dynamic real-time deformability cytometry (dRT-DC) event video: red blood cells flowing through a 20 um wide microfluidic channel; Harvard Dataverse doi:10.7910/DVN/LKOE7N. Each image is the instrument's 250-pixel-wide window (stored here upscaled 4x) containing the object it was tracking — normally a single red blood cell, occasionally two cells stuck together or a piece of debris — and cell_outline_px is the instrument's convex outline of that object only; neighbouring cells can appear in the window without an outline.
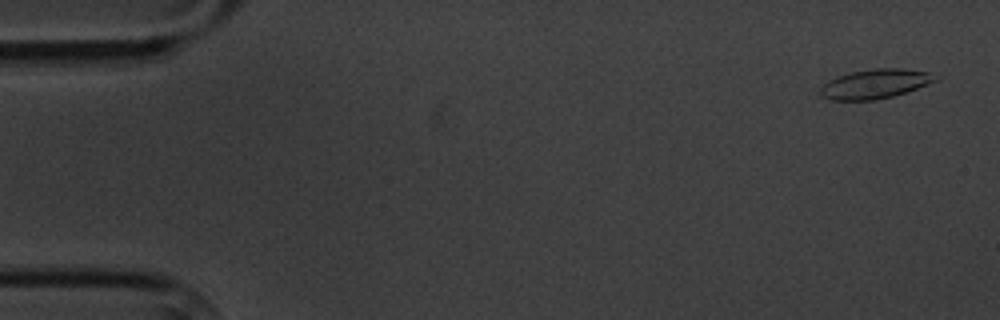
{"species": "common noctule bat (a hibernating species)", "species_latin": "Nyctalus noctula", "temperature_condition": "cold", "stored_images_in_passage": 5, "camera_frame_rate_fps": 3000, "um_per_image_px": 0.085, "animal": {"sex": "male", "body_mass_g": 20.1, "forearm_length_mm": 53.5}, "frame": {"image": 1, "passage_image": 1, "time_ms": 0.0, "image_size_px": [1000, 320], "cell_outline_px": [[940, 80], [892, 96], [876, 100], [832, 100], [820, 96], [820, 88], [828, 80], [836, 76], [852, 72], [876, 68], [904, 68], [928, 72], [940, 76]], "centroid_in_image_um": [74.4, 7.12], "position_along_channel_um": 10.6, "area_um2": 19.77}}
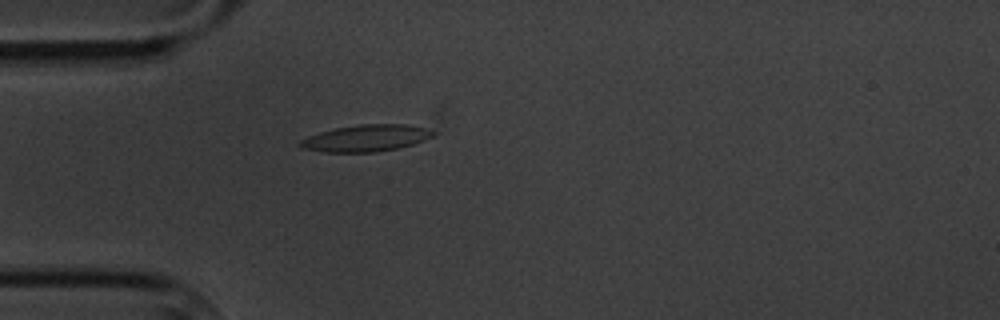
{"frame": {"image": 2, "passage_image": 5, "time_ms": 4.667, "image_size_px": [1000, 320], "cell_outline_px": [[436, 132], [432, 136], [424, 140], [412, 144], [396, 148], [376, 152], [324, 152], [300, 148], [296, 144], [300, 140], [308, 136], [320, 132], [336, 128], [360, 124], [408, 124], [424, 128]], "centroid_in_image_um": [31.06, 11.74], "position_along_channel_um": 53.9, "area_um2": 20.63}}